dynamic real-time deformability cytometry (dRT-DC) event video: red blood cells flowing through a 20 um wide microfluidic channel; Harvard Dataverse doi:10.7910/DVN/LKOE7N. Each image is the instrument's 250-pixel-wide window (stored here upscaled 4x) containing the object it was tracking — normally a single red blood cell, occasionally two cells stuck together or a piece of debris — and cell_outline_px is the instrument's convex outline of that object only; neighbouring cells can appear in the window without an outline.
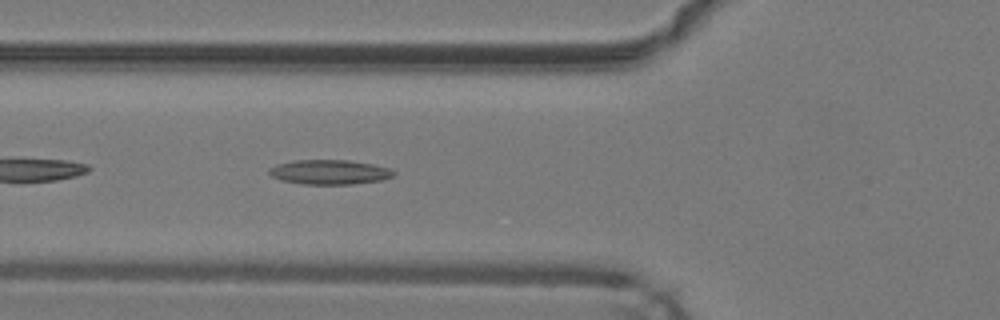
{"species": "common noctule bat (a hibernating species)", "species_latin": "Nyctalus noctula", "temperature_condition": "warm", "stored_images_in_passage": 36, "camera_frame_rate_fps": 3000, "um_per_image_px": 0.085, "animal": {"sex": "male", "body_mass_g": 19.2, "forearm_length_mm": 51.8}, "frame": {"image": 1, "passage_image": 6, "time_ms": 1.667, "image_size_px": [1000, 320], "cell_outline_px": [[396, 172], [392, 176], [380, 180], [352, 184], [304, 184], [280, 180], [272, 176], [268, 172], [268, 168], [276, 164], [296, 160], [348, 160], [372, 164], [392, 168]], "centroid_in_image_um": [27.99, 14.62], "position_along_channel_um": 97.8, "area_um2": 17.86}}
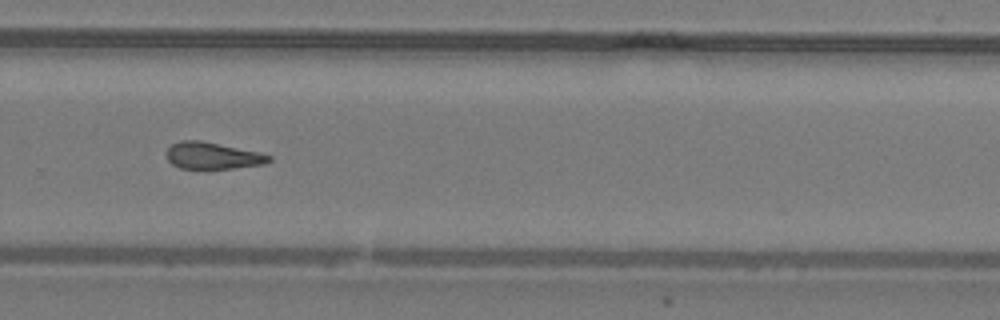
{"frame": {"image": 2, "passage_image": 21, "time_ms": 6.667, "image_size_px": [1000, 320], "cell_outline_px": [[272, 160], [264, 164], [232, 168], [180, 168], [172, 164], [168, 160], [168, 148], [172, 144], [180, 140], [200, 140], [260, 152], [272, 156]], "centroid_in_image_um": [18.1, 13.22], "position_along_channel_um": 311.7, "area_um2": 15.84}, "authors_computed_cell_mechanics": {"area_um2": 16.473, "velocity_mm_per_s": 4.2724, "shape_relaxation_time_tau1_ms": null, "shape_relaxation_time_tau2_ms": 5.4765, "deformation_change_tau1": null, "deformation_change_tau2": 0.1648}}